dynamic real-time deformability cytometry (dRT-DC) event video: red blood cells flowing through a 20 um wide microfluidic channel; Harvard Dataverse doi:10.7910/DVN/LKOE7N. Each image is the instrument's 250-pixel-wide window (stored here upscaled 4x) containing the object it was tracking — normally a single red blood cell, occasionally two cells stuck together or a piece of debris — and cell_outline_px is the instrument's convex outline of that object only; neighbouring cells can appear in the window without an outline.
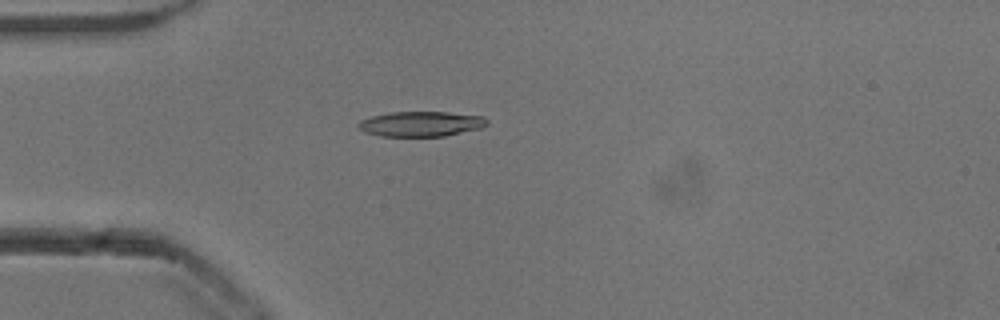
{"species": "common noctule bat (a hibernating species)", "species_latin": "Nyctalus noctula", "temperature_condition": "cold", "stored_images_in_passage": 44, "camera_frame_rate_fps": 3000, "um_per_image_px": 0.085, "animal": {"sex": "male", "body_mass_g": 13.3}, "frame": {"image": 1, "passage_image": 6, "time_ms": 1.667, "image_size_px": [1000, 320], "cell_outline_px": [[488, 124], [484, 128], [444, 136], [380, 136], [364, 132], [356, 128], [356, 124], [360, 120], [372, 116], [392, 112], [448, 112], [484, 116], [488, 120]], "centroid_in_image_um": [35.79, 10.53], "position_along_channel_um": 49.2, "area_um2": 19.07}}
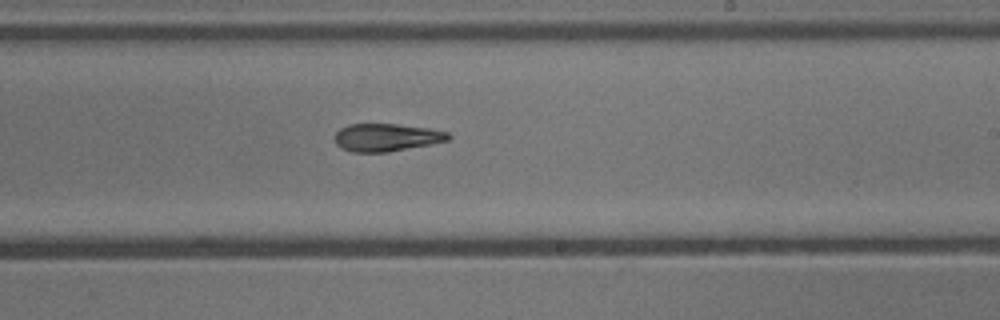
{"frame": {"image": 2, "passage_image": 23, "time_ms": 7.333, "image_size_px": [1000, 320], "cell_outline_px": [[452, 136], [448, 140], [388, 152], [352, 152], [340, 148], [336, 144], [336, 132], [340, 128], [348, 124], [396, 124], [428, 128], [448, 132]], "centroid_in_image_um": [32.82, 11.68], "position_along_channel_um": 256.2, "area_um2": 18.21}}
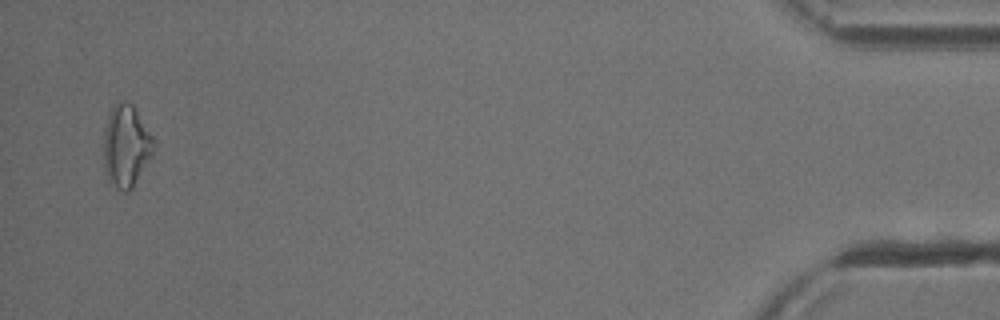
{"frame": {"image": 3, "passage_image": 43, "time_ms": 14.0, "image_size_px": [1000, 320], "cell_outline_px": [[156, 144], [152, 156], [132, 188], [128, 192], [124, 192], [116, 188], [108, 180], [104, 168], [104, 128], [108, 112], [120, 100], [132, 104], [152, 136]], "centroid_in_image_um": [10.71, 12.42], "position_along_channel_um": 424.5, "area_um2": 23.99}, "authors_computed_cell_mechanics": {"area_um2": 19.1607, "velocity_mm_per_s": 3.8642, "shape_relaxation_time_tau1_ms": 4.5129, "shape_relaxation_time_tau2_ms": null, "deformation_change_tau1": 0.1517, "deformation_change_tau2": null}}